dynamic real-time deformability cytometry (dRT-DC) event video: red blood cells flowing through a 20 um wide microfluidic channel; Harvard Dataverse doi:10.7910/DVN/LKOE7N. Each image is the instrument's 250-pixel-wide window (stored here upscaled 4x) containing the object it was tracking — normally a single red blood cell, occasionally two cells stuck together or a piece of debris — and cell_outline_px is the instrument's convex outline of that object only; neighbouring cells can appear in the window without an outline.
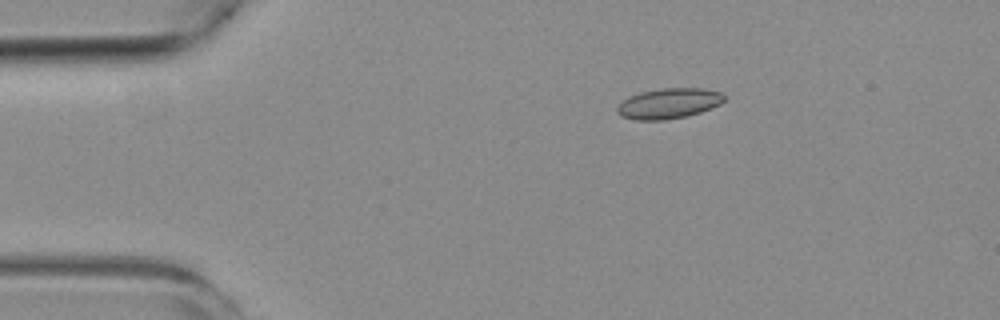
{"species": "common noctule bat (a hibernating species)", "species_latin": "Nyctalus noctula", "temperature_condition": "room temperature", "stored_images_in_passage": 4, "camera_frame_rate_fps": 3000, "um_per_image_px": 0.085, "animal": {"sex": "female", "body_mass_g": 19.3, "forearm_length_mm": 54.1}, "frame": {"image": 1, "passage_image": 2, "time_ms": 2.333, "image_size_px": [1000, 320], "cell_outline_px": [[724, 100], [720, 104], [700, 112], [684, 116], [664, 120], [636, 120], [620, 116], [616, 112], [616, 108], [628, 96], [640, 92], [664, 88], [704, 88], [720, 92], [724, 96]], "centroid_in_image_um": [56.81, 8.79], "position_along_channel_um": 28.2, "area_um2": 18.84}}